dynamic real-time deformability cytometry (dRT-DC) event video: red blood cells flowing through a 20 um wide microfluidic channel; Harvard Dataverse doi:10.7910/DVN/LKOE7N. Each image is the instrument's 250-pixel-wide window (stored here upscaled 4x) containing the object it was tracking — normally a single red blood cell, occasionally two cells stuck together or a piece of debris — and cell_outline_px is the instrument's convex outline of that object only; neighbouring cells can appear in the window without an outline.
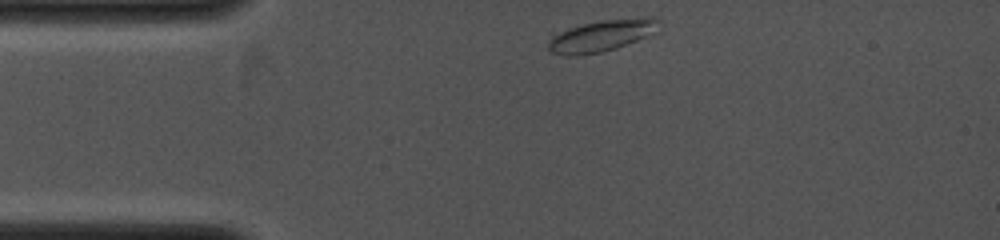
{"species": "common noctule bat (a hibernating species)", "species_latin": "Nyctalus noctula", "temperature_condition": "cold", "stored_images_in_passage": 21, "camera_frame_rate_fps": 4000, "um_per_image_px": 0.085, "animal": {"sex": "female", "body_mass_g": 19.0, "forearm_length_mm": 53.3}, "frame": {"image": 1, "passage_image": 1, "time_ms": 0.0, "image_size_px": [1000, 240], "cell_outline_px": [[660, 20], [644, 36], [636, 40], [616, 48], [600, 52], [580, 56], [568, 56], [552, 52], [548, 48], [548, 40], [552, 32], [584, 24], [604, 20], [644, 16], [652, 16]], "centroid_in_image_um": [50.98, 3.03], "position_along_channel_um": 34.0, "area_um2": 20.06}}
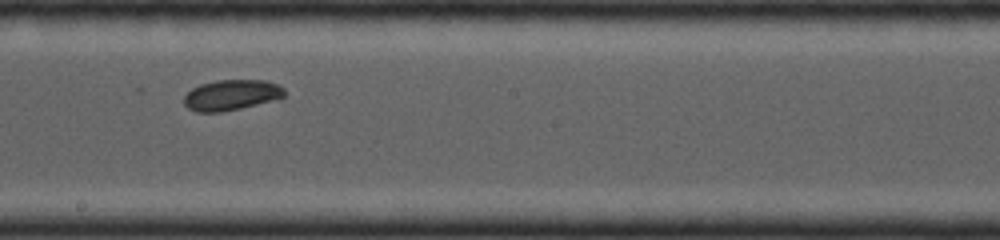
{"frame": {"image": 2, "passage_image": 12, "time_ms": 4.75, "image_size_px": [1000, 240], "cell_outline_px": [[284, 96], [220, 112], [196, 112], [188, 108], [184, 104], [184, 96], [192, 88], [216, 80], [264, 80], [276, 84], [284, 88]], "centroid_in_image_um": [19.6, 8.06], "position_along_channel_um": 228.6, "area_um2": 17.22}}
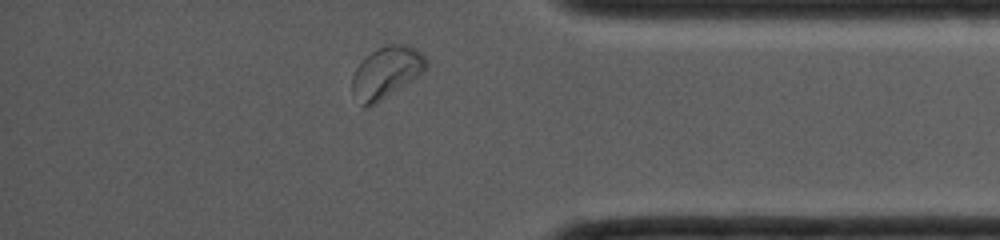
{"frame": {"image": 3, "passage_image": 21, "time_ms": 8.5, "image_size_px": [1000, 240], "cell_outline_px": [[428, 64], [416, 76], [372, 104], [364, 108], [360, 104], [352, 92], [352, 76], [356, 68], [372, 52], [388, 44], [400, 44], [412, 48], [420, 52], [428, 60]], "centroid_in_image_um": [32.79, 6.14], "position_along_channel_um": 402.4, "area_um2": 21.04}}